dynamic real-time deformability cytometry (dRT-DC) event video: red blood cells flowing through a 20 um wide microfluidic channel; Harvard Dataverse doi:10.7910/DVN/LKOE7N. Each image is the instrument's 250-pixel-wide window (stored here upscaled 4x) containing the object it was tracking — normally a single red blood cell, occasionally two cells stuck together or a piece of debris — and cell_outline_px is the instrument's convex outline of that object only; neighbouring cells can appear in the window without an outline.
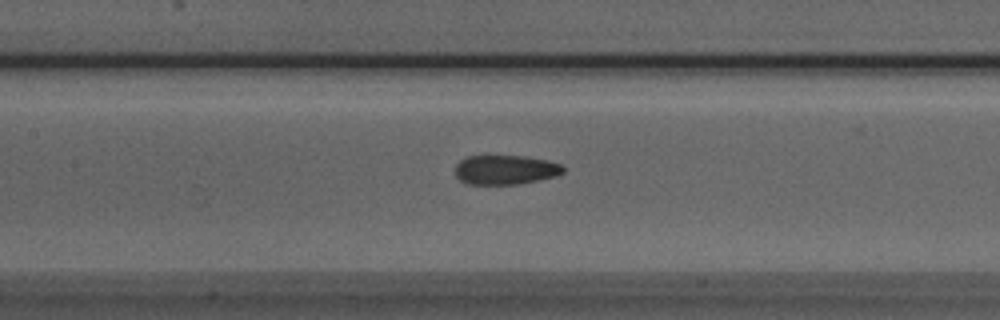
{"species": "Egyptian fruit bat (a non-hibernating species)", "species_latin": "Rousettus aegyptiacus", "temperature_condition": "room temperature", "stored_images_in_passage": 47, "camera_frame_rate_fps": 3000, "um_per_image_px": 0.085, "animal": {"sex": "male"}, "frame": {"image": 1, "passage_image": 23, "time_ms": 7.333, "image_size_px": [1000, 320], "cell_outline_px": [[564, 172], [556, 176], [516, 184], [468, 184], [460, 180], [456, 176], [456, 164], [464, 156], [484, 152], [524, 156], [548, 160], [560, 164], [564, 168]], "centroid_in_image_um": [42.88, 14.36], "position_along_channel_um": 164.5, "area_um2": 19.31}}
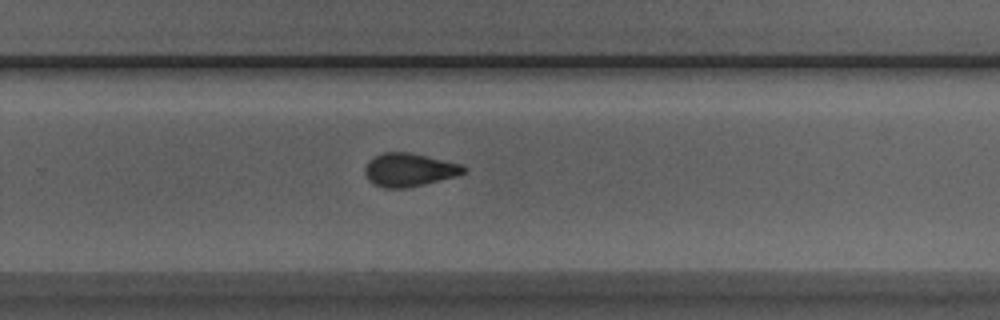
{"frame": {"image": 2, "passage_image": 33, "time_ms": 10.667, "image_size_px": [1000, 320], "cell_outline_px": [[468, 168], [464, 172], [456, 176], [408, 188], [384, 188], [368, 180], [364, 172], [364, 168], [368, 160], [384, 152], [408, 152], [460, 164]], "centroid_in_image_um": [34.75, 14.44], "position_along_channel_um": 295.1, "area_um2": 18.96}}
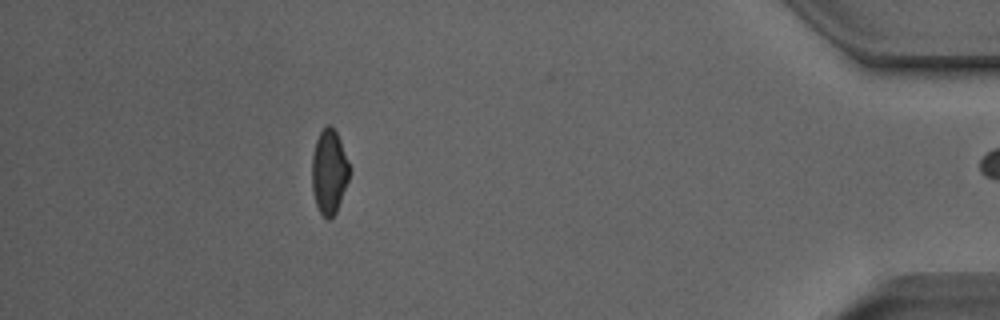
{"frame": {"image": 3, "passage_image": 46, "time_ms": 15.0, "image_size_px": [1000, 320], "cell_outline_px": [[348, 180], [336, 212], [328, 220], [320, 212], [316, 204], [312, 188], [312, 152], [316, 140], [320, 132], [328, 124], [336, 132], [340, 140], [348, 164]], "centroid_in_image_um": [27.94, 14.6], "position_along_channel_um": 407.3, "area_um2": 17.98}, "authors_computed_cell_mechanics": {"area_um2": 19.3052, "velocity_mm_per_s": 3.9307, "shape_relaxation_time_tau1_ms": null, "shape_relaxation_time_tau2_ms": 1.8188, "deformation_change_tau1": null, "deformation_change_tau2": 0.0858}}